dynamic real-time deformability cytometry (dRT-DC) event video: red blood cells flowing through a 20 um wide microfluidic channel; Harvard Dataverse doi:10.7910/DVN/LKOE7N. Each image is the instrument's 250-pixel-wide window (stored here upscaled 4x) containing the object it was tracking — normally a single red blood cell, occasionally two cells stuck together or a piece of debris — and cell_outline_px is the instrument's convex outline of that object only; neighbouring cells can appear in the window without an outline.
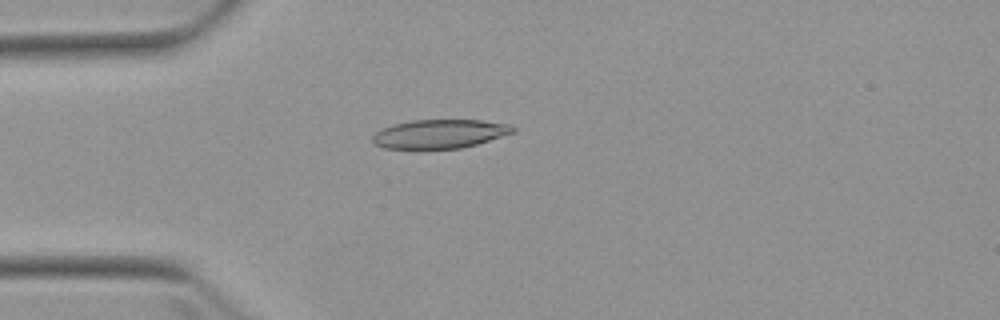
{"species": "Egyptian fruit bat (a non-hibernating species)", "species_latin": "Rousettus aegyptiacus", "temperature_condition": "warm", "stored_images_in_passage": 4, "camera_frame_rate_fps": 3000, "um_per_image_px": 0.085, "animal": {"sex": "female"}, "frame": {"image": 1, "passage_image": 4, "time_ms": 4.333, "image_size_px": [1000, 320], "cell_outline_px": [[516, 128], [512, 132], [476, 144], [460, 148], [384, 148], [376, 144], [372, 140], [372, 136], [380, 128], [392, 124], [412, 120], [484, 120], [508, 124]], "centroid_in_image_um": [37.32, 11.36], "position_along_channel_um": 47.7, "area_um2": 23.29}}